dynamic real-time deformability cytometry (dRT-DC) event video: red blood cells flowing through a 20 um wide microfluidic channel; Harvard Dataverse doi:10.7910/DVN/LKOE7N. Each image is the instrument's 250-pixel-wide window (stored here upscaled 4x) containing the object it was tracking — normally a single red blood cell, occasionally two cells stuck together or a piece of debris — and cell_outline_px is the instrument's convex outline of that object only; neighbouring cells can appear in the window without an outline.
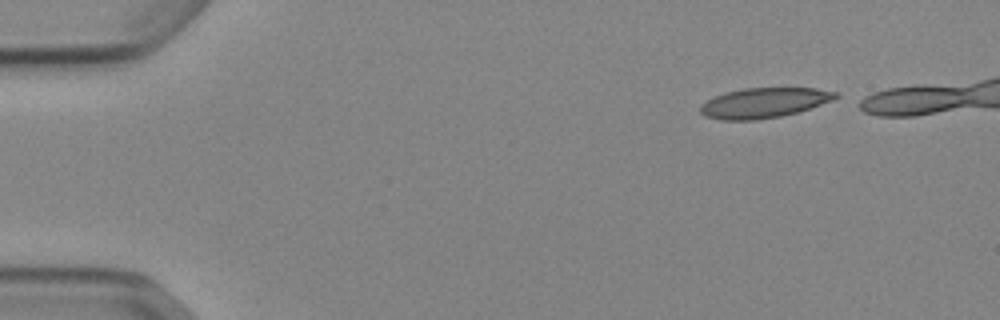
{"species": "Egyptian fruit bat (a non-hibernating species)", "species_latin": "Rousettus aegyptiacus", "temperature_condition": "cold", "stored_images_in_passage": 41, "camera_frame_rate_fps": 3000, "um_per_image_px": 0.085, "animal": {"sex": "female"}, "frame": {"image": 1, "passage_image": 1, "time_ms": 0.0, "image_size_px": [1000, 320], "cell_outline_px": [[840, 96], [832, 100], [796, 112], [780, 116], [756, 120], [720, 120], [704, 116], [700, 112], [700, 104], [724, 92], [744, 88], [816, 88], [840, 92]], "centroid_in_image_um": [64.92, 8.73], "position_along_channel_um": 20.1, "area_um2": 23.64}}
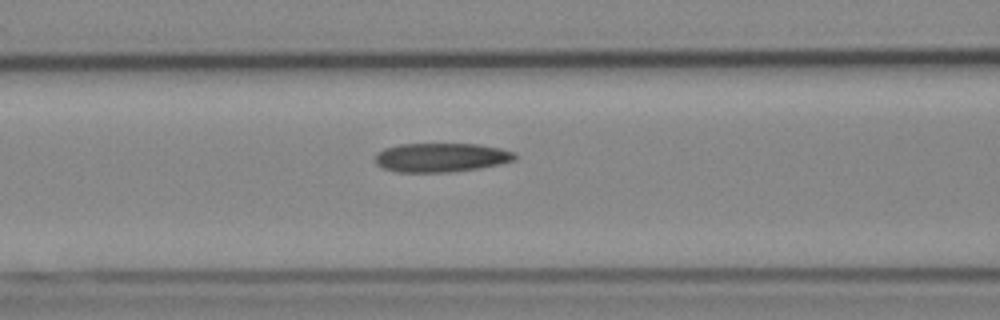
{"frame": {"image": 2, "passage_image": 17, "time_ms": 5.333, "image_size_px": [1000, 320], "cell_outline_px": [[516, 160], [500, 164], [480, 168], [448, 172], [396, 172], [384, 168], [376, 164], [376, 152], [384, 148], [400, 144], [480, 144], [500, 148], [516, 152]], "centroid_in_image_um": [37.52, 13.38], "position_along_channel_um": 129.1, "area_um2": 23.76}}
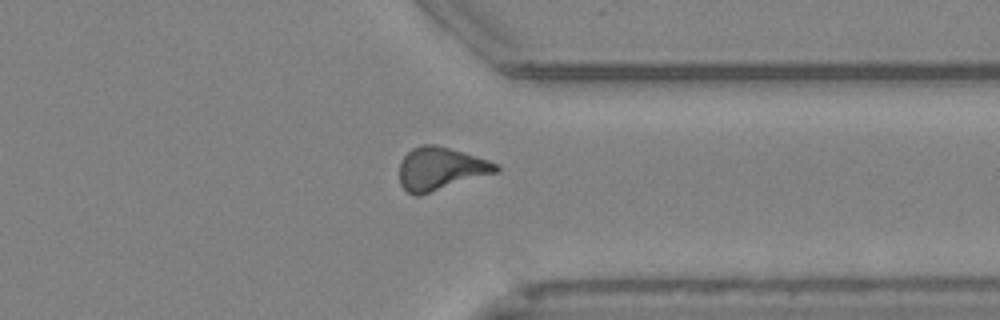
{"frame": {"image": 3, "passage_image": 36, "time_ms": 11.667, "image_size_px": [1000, 320], "cell_outline_px": [[500, 172], [420, 196], [412, 196], [400, 184], [400, 160], [412, 148], [420, 144], [436, 144], [464, 152], [500, 164]], "centroid_in_image_um": [37.48, 14.35], "position_along_channel_um": 373.9, "area_um2": 24.68}}